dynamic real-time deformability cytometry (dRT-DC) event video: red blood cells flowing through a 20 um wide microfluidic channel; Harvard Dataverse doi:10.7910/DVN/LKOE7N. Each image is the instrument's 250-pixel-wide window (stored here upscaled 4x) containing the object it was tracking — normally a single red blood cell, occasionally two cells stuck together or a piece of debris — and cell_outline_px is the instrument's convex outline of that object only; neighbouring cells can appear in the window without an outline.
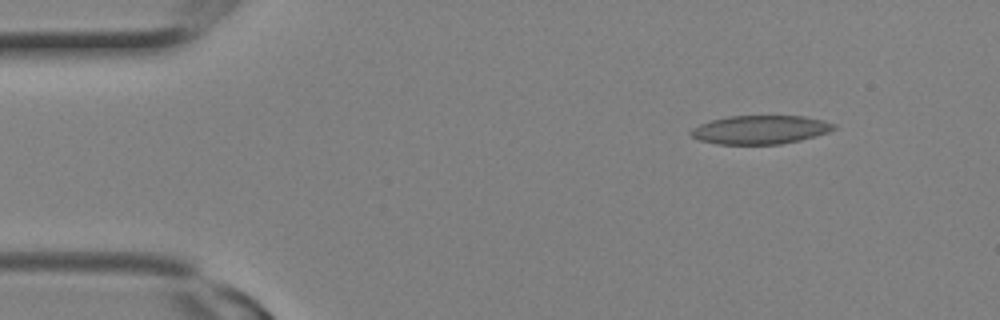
{"species": "Egyptian fruit bat (a non-hibernating species)", "species_latin": "Rousettus aegyptiacus", "temperature_condition": "room temperature", "stored_images_in_passage": 7, "camera_frame_rate_fps": 3000, "um_per_image_px": 0.085, "animal": {"sex": "female"}, "frame": {"image": 1, "passage_image": 1, "time_ms": 0.0, "image_size_px": [1000, 320], "cell_outline_px": [[836, 128], [828, 132], [816, 136], [800, 140], [780, 144], [716, 144], [700, 140], [692, 136], [688, 132], [692, 128], [700, 124], [712, 120], [728, 116], [804, 116], [824, 120], [836, 124]], "centroid_in_image_um": [64.63, 11.02], "position_along_channel_um": 20.4, "area_um2": 23.87}}
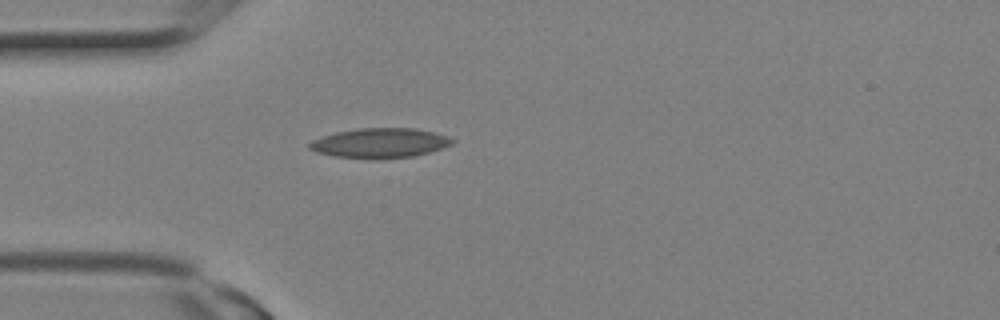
{"frame": {"image": 2, "passage_image": 5, "time_ms": 1.333, "image_size_px": [1000, 320], "cell_outline_px": [[456, 140], [452, 144], [428, 152], [412, 156], [336, 156], [316, 152], [308, 148], [308, 144], [312, 140], [336, 132], [360, 128], [416, 128], [448, 136]], "centroid_in_image_um": [32.3, 12.1], "position_along_channel_um": 52.7, "area_um2": 23.64}}
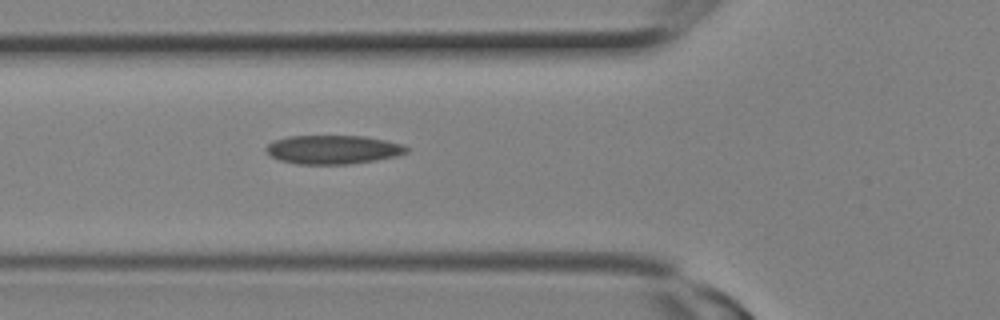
{"frame": {"image": 3, "passage_image": 7, "time_ms": 2.0, "image_size_px": [1000, 320], "cell_outline_px": [[408, 152], [396, 156], [376, 160], [348, 164], [296, 164], [280, 160], [272, 156], [264, 148], [268, 144], [276, 140], [288, 136], [364, 136], [404, 144], [408, 148]], "centroid_in_image_um": [28.32, 12.71], "position_along_channel_um": 97.5, "area_um2": 23.47}}